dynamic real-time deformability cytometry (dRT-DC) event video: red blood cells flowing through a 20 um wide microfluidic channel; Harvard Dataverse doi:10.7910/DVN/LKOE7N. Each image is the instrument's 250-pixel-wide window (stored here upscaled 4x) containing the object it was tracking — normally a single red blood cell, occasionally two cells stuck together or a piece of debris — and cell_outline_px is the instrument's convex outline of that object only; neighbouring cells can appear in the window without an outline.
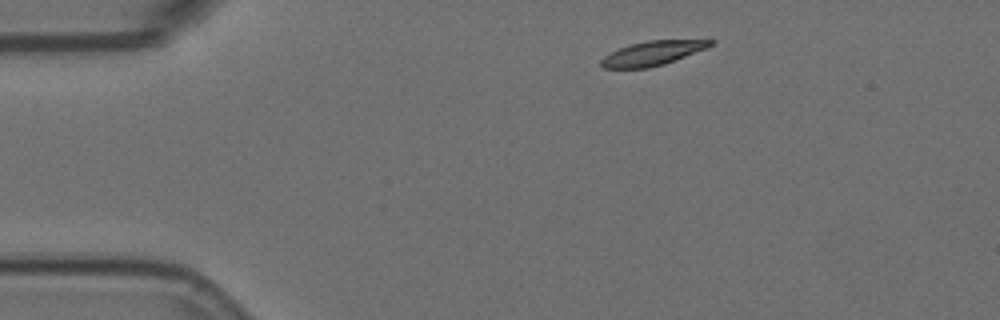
{"species": "Egyptian fruit bat (a non-hibernating species)", "species_latin": "Rousettus aegyptiacus", "temperature_condition": "room temperature", "stored_images_in_passage": 3, "camera_frame_rate_fps": 3000, "um_per_image_px": 0.085, "animal": {"sex": "female"}, "frame": {"image": 1, "passage_image": 1, "time_ms": 0.0, "image_size_px": [1000, 320], "cell_outline_px": [[716, 40], [708, 48], [664, 64], [648, 68], [604, 68], [600, 64], [600, 60], [604, 56], [620, 48], [632, 44], [648, 40]], "centroid_in_image_um": [55.48, 4.53], "position_along_channel_um": 29.5, "area_um2": 15.32}}